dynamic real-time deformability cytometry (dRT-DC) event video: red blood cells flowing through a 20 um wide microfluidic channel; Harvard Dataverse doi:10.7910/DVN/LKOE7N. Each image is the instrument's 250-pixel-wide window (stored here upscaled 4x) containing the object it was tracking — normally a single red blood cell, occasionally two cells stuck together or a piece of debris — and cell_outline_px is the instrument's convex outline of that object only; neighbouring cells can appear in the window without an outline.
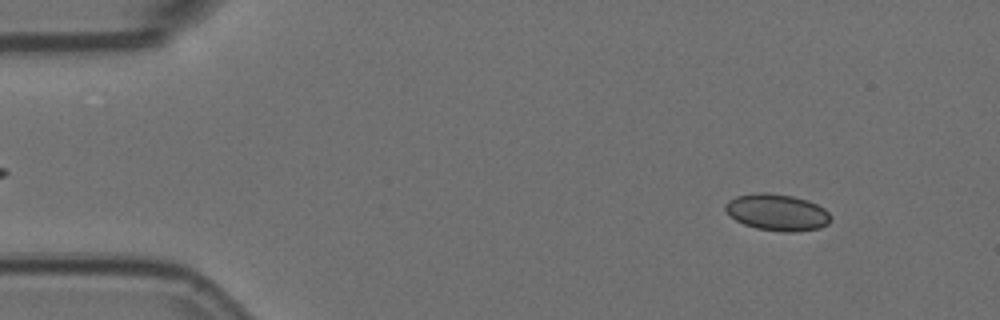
{"species": "Egyptian fruit bat (a non-hibernating species)", "species_latin": "Rousettus aegyptiacus", "temperature_condition": "room temperature", "stored_images_in_passage": 54, "camera_frame_rate_fps": 3000, "um_per_image_px": 0.085, "animal": {"sex": "female"}, "frame": {"image": 1, "passage_image": 6, "time_ms": 1.667, "image_size_px": [1000, 320], "cell_outline_px": [[832, 216], [828, 224], [820, 228], [796, 232], [784, 232], [756, 228], [744, 224], [728, 216], [724, 208], [724, 204], [728, 200], [736, 196], [756, 192], [764, 192], [792, 196], [808, 200], [824, 208]], "centroid_in_image_um": [66.04, 18.05], "position_along_channel_um": 19.0, "area_um2": 22.72}}
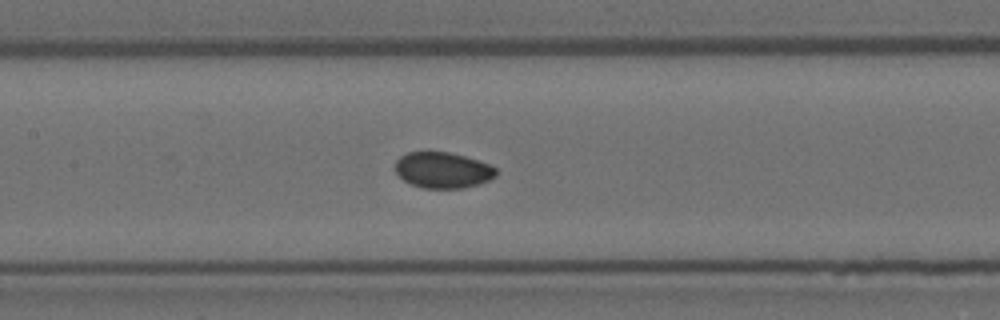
{"frame": {"image": 2, "passage_image": 26, "time_ms": 8.333, "image_size_px": [1000, 320], "cell_outline_px": [[496, 176], [488, 180], [464, 188], [424, 188], [412, 184], [404, 180], [396, 172], [396, 160], [400, 156], [408, 152], [448, 152], [464, 156], [488, 164], [496, 168]], "centroid_in_image_um": [37.62, 14.46], "position_along_channel_um": 169.8, "area_um2": 20.81}}
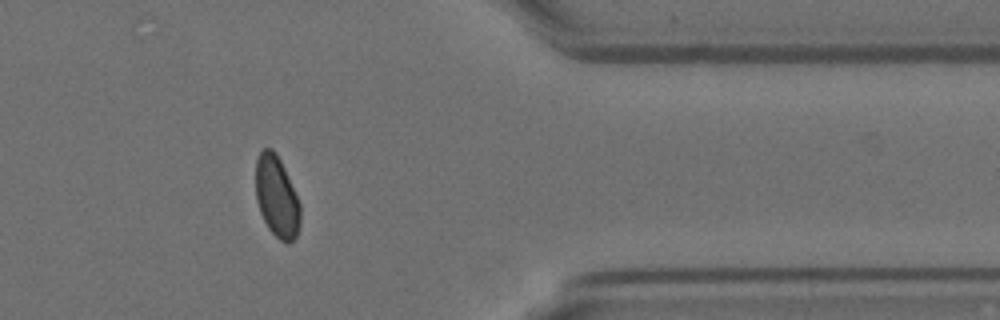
{"frame": {"image": 3, "passage_image": 46, "time_ms": 15.0, "image_size_px": [1000, 320], "cell_outline_px": [[300, 224], [296, 236], [288, 244], [280, 240], [268, 228], [260, 212], [256, 200], [256, 160], [260, 152], [264, 148], [272, 148], [276, 152], [284, 168], [300, 204]], "centroid_in_image_um": [23.51, 16.72], "position_along_channel_um": 387.9, "area_um2": 20.98}}